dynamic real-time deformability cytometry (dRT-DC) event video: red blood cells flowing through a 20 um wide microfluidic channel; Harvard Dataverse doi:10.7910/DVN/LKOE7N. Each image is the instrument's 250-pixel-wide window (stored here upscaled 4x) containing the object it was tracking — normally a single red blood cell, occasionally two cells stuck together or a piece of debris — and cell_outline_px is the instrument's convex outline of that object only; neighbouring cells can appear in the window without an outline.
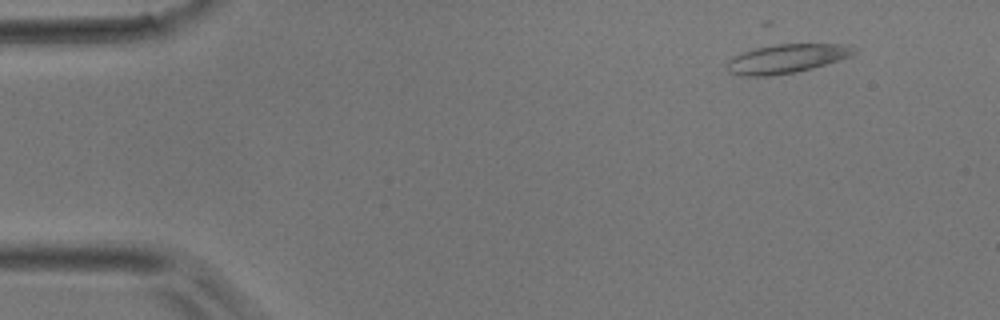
{"species": "common noctule bat (a hibernating species)", "species_latin": "Nyctalus noctula", "temperature_condition": "room temperature", "stored_images_in_passage": 43, "camera_frame_rate_fps": 3000, "um_per_image_px": 0.085, "animal": {"sex": "male", "body_mass_g": 17.9}, "frame": {"image": 1, "passage_image": 1, "time_ms": 0.0, "image_size_px": [1000, 320], "cell_outline_px": [[860, 52], [852, 56], [812, 68], [796, 72], [768, 76], [740, 76], [728, 72], [728, 60], [732, 56], [740, 52], [756, 48], [776, 44], [852, 44]], "centroid_in_image_um": [66.9, 4.97], "position_along_channel_um": 18.1, "area_um2": 21.73}}
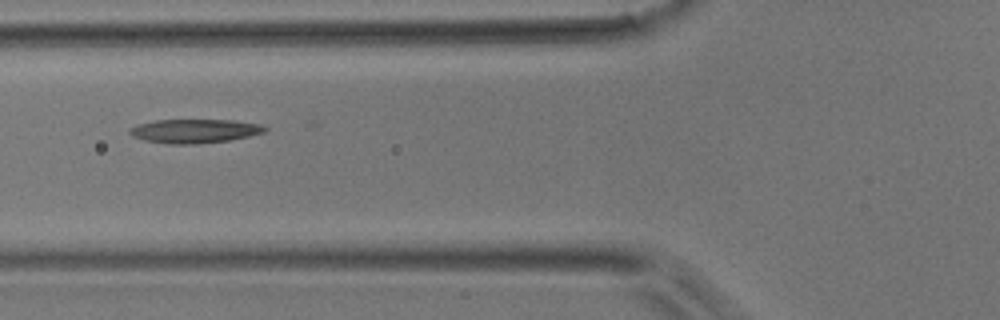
{"frame": {"image": 2, "passage_image": 14, "time_ms": 4.333, "image_size_px": [1000, 320], "cell_outline_px": [[268, 128], [264, 132], [248, 136], [228, 140], [200, 144], [168, 144], [144, 140], [132, 136], [128, 132], [128, 128], [136, 124], [156, 120], [232, 120], [260, 124]], "centroid_in_image_um": [16.48, 11.14], "position_along_channel_um": 109.3, "area_um2": 18.9}}
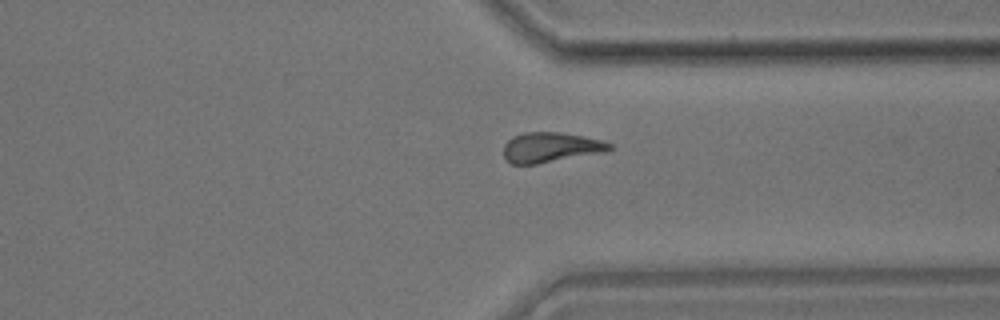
{"frame": {"image": 3, "passage_image": 32, "time_ms": 10.333, "image_size_px": [1000, 320], "cell_outline_px": [[612, 148], [608, 152], [536, 164], [512, 164], [504, 160], [504, 144], [512, 136], [524, 132], [560, 132], [584, 136], [600, 140], [612, 144]], "centroid_in_image_um": [46.81, 12.53], "position_along_channel_um": 364.6, "area_um2": 18.79}}